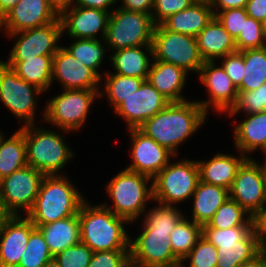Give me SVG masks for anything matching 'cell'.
I'll return each mask as SVG.
<instances>
[{"mask_svg": "<svg viewBox=\"0 0 266 267\" xmlns=\"http://www.w3.org/2000/svg\"><path fill=\"white\" fill-rule=\"evenodd\" d=\"M207 115L197 100L170 102L138 129L178 156V146L201 128Z\"/></svg>", "mask_w": 266, "mask_h": 267, "instance_id": "6da1fadb", "label": "cell"}, {"mask_svg": "<svg viewBox=\"0 0 266 267\" xmlns=\"http://www.w3.org/2000/svg\"><path fill=\"white\" fill-rule=\"evenodd\" d=\"M85 200L78 216L81 243L93 252L107 250H129L130 236L124 224L129 222L101 205H91Z\"/></svg>", "mask_w": 266, "mask_h": 267, "instance_id": "7a4b0ae2", "label": "cell"}, {"mask_svg": "<svg viewBox=\"0 0 266 267\" xmlns=\"http://www.w3.org/2000/svg\"><path fill=\"white\" fill-rule=\"evenodd\" d=\"M66 175H45L35 203L26 217L35 225H45L79 213L85 198Z\"/></svg>", "mask_w": 266, "mask_h": 267, "instance_id": "3957f363", "label": "cell"}, {"mask_svg": "<svg viewBox=\"0 0 266 267\" xmlns=\"http://www.w3.org/2000/svg\"><path fill=\"white\" fill-rule=\"evenodd\" d=\"M35 125L20 128L26 143L27 164L43 175H59L58 172L75 154L62 134Z\"/></svg>", "mask_w": 266, "mask_h": 267, "instance_id": "277c9868", "label": "cell"}, {"mask_svg": "<svg viewBox=\"0 0 266 267\" xmlns=\"http://www.w3.org/2000/svg\"><path fill=\"white\" fill-rule=\"evenodd\" d=\"M106 191L114 207L111 208L107 203L102 205L129 223L139 219L140 214L143 215L147 208V200L153 201L152 178L126 168L107 183Z\"/></svg>", "mask_w": 266, "mask_h": 267, "instance_id": "5b68a950", "label": "cell"}, {"mask_svg": "<svg viewBox=\"0 0 266 267\" xmlns=\"http://www.w3.org/2000/svg\"><path fill=\"white\" fill-rule=\"evenodd\" d=\"M103 94L101 89H64L61 94L48 100L43 110V120L66 133L79 130L87 121L94 100L103 97Z\"/></svg>", "mask_w": 266, "mask_h": 267, "instance_id": "8992f818", "label": "cell"}, {"mask_svg": "<svg viewBox=\"0 0 266 267\" xmlns=\"http://www.w3.org/2000/svg\"><path fill=\"white\" fill-rule=\"evenodd\" d=\"M152 180L153 201L166 205L185 202L200 181L198 162L189 159L169 162Z\"/></svg>", "mask_w": 266, "mask_h": 267, "instance_id": "52a82bcc", "label": "cell"}, {"mask_svg": "<svg viewBox=\"0 0 266 267\" xmlns=\"http://www.w3.org/2000/svg\"><path fill=\"white\" fill-rule=\"evenodd\" d=\"M154 27L151 14L117 7L110 13L104 41L114 51L152 45Z\"/></svg>", "mask_w": 266, "mask_h": 267, "instance_id": "ba28073f", "label": "cell"}, {"mask_svg": "<svg viewBox=\"0 0 266 267\" xmlns=\"http://www.w3.org/2000/svg\"><path fill=\"white\" fill-rule=\"evenodd\" d=\"M153 59L174 64L186 72L199 73L203 66L196 37L167 30L162 24L156 25L152 38Z\"/></svg>", "mask_w": 266, "mask_h": 267, "instance_id": "9c48e42d", "label": "cell"}, {"mask_svg": "<svg viewBox=\"0 0 266 267\" xmlns=\"http://www.w3.org/2000/svg\"><path fill=\"white\" fill-rule=\"evenodd\" d=\"M260 164L253 158H247L229 189V197L256 220L266 217L265 167Z\"/></svg>", "mask_w": 266, "mask_h": 267, "instance_id": "30bf717a", "label": "cell"}, {"mask_svg": "<svg viewBox=\"0 0 266 267\" xmlns=\"http://www.w3.org/2000/svg\"><path fill=\"white\" fill-rule=\"evenodd\" d=\"M41 93L42 90L23 80L0 60V101L16 118L25 122L23 126L34 124L37 95Z\"/></svg>", "mask_w": 266, "mask_h": 267, "instance_id": "8fae6325", "label": "cell"}, {"mask_svg": "<svg viewBox=\"0 0 266 267\" xmlns=\"http://www.w3.org/2000/svg\"><path fill=\"white\" fill-rule=\"evenodd\" d=\"M45 175L27 165L0 180V200L13 215L32 209ZM21 210V211H20Z\"/></svg>", "mask_w": 266, "mask_h": 267, "instance_id": "7c38bea8", "label": "cell"}, {"mask_svg": "<svg viewBox=\"0 0 266 267\" xmlns=\"http://www.w3.org/2000/svg\"><path fill=\"white\" fill-rule=\"evenodd\" d=\"M143 231L135 240L130 236V261L138 267H180L181 261L174 255L170 231Z\"/></svg>", "mask_w": 266, "mask_h": 267, "instance_id": "4fadbf2b", "label": "cell"}, {"mask_svg": "<svg viewBox=\"0 0 266 267\" xmlns=\"http://www.w3.org/2000/svg\"><path fill=\"white\" fill-rule=\"evenodd\" d=\"M6 34L17 39L7 61H26L39 55H54L61 47L57 42L63 31L58 17L41 27Z\"/></svg>", "mask_w": 266, "mask_h": 267, "instance_id": "5bb4252c", "label": "cell"}, {"mask_svg": "<svg viewBox=\"0 0 266 267\" xmlns=\"http://www.w3.org/2000/svg\"><path fill=\"white\" fill-rule=\"evenodd\" d=\"M169 103L166 97L145 80L140 88L126 97L114 112L123 118L128 129H132L140 127Z\"/></svg>", "mask_w": 266, "mask_h": 267, "instance_id": "9a60e30c", "label": "cell"}, {"mask_svg": "<svg viewBox=\"0 0 266 267\" xmlns=\"http://www.w3.org/2000/svg\"><path fill=\"white\" fill-rule=\"evenodd\" d=\"M216 61H205L199 71V80L207 87L209 100L197 101L204 111H209V106L216 112L228 113L237 100L238 89L225 72L222 65L217 66Z\"/></svg>", "mask_w": 266, "mask_h": 267, "instance_id": "2e32d148", "label": "cell"}, {"mask_svg": "<svg viewBox=\"0 0 266 267\" xmlns=\"http://www.w3.org/2000/svg\"><path fill=\"white\" fill-rule=\"evenodd\" d=\"M128 130L132 141L130 144L132 163L126 169L153 179L170 162L171 157H176L138 128Z\"/></svg>", "mask_w": 266, "mask_h": 267, "instance_id": "e0dca14e", "label": "cell"}, {"mask_svg": "<svg viewBox=\"0 0 266 267\" xmlns=\"http://www.w3.org/2000/svg\"><path fill=\"white\" fill-rule=\"evenodd\" d=\"M71 6L59 12L63 33L67 31L71 39H98L97 33L101 32V38L104 39L111 12Z\"/></svg>", "mask_w": 266, "mask_h": 267, "instance_id": "ac0fdd59", "label": "cell"}, {"mask_svg": "<svg viewBox=\"0 0 266 267\" xmlns=\"http://www.w3.org/2000/svg\"><path fill=\"white\" fill-rule=\"evenodd\" d=\"M62 84L63 89L99 90L101 78L89 67L82 64L61 46L53 55L52 84L54 80Z\"/></svg>", "mask_w": 266, "mask_h": 267, "instance_id": "d6986e66", "label": "cell"}, {"mask_svg": "<svg viewBox=\"0 0 266 267\" xmlns=\"http://www.w3.org/2000/svg\"><path fill=\"white\" fill-rule=\"evenodd\" d=\"M58 17L49 0H20L2 19V27L7 33H15L44 26Z\"/></svg>", "mask_w": 266, "mask_h": 267, "instance_id": "ffe728a7", "label": "cell"}, {"mask_svg": "<svg viewBox=\"0 0 266 267\" xmlns=\"http://www.w3.org/2000/svg\"><path fill=\"white\" fill-rule=\"evenodd\" d=\"M36 226L22 215H14L0 233V267H18L30 232Z\"/></svg>", "mask_w": 266, "mask_h": 267, "instance_id": "44dd1931", "label": "cell"}, {"mask_svg": "<svg viewBox=\"0 0 266 267\" xmlns=\"http://www.w3.org/2000/svg\"><path fill=\"white\" fill-rule=\"evenodd\" d=\"M188 72L179 66L152 60L147 81L170 102L187 101L182 95Z\"/></svg>", "mask_w": 266, "mask_h": 267, "instance_id": "7402d4cb", "label": "cell"}, {"mask_svg": "<svg viewBox=\"0 0 266 267\" xmlns=\"http://www.w3.org/2000/svg\"><path fill=\"white\" fill-rule=\"evenodd\" d=\"M198 51L205 61H215L237 52L235 39L214 16L208 25L196 36Z\"/></svg>", "mask_w": 266, "mask_h": 267, "instance_id": "603a6c76", "label": "cell"}, {"mask_svg": "<svg viewBox=\"0 0 266 267\" xmlns=\"http://www.w3.org/2000/svg\"><path fill=\"white\" fill-rule=\"evenodd\" d=\"M240 157L217 153L209 161L197 160L202 182L230 189L242 163L248 158L243 153Z\"/></svg>", "mask_w": 266, "mask_h": 267, "instance_id": "cb8c5ba5", "label": "cell"}, {"mask_svg": "<svg viewBox=\"0 0 266 267\" xmlns=\"http://www.w3.org/2000/svg\"><path fill=\"white\" fill-rule=\"evenodd\" d=\"M212 5L201 1L171 15L162 25L172 32L196 37L214 17Z\"/></svg>", "mask_w": 266, "mask_h": 267, "instance_id": "d4e9b609", "label": "cell"}, {"mask_svg": "<svg viewBox=\"0 0 266 267\" xmlns=\"http://www.w3.org/2000/svg\"><path fill=\"white\" fill-rule=\"evenodd\" d=\"M110 60L115 74L146 80L153 60V48L152 45H143L119 49L114 51Z\"/></svg>", "mask_w": 266, "mask_h": 267, "instance_id": "484cf974", "label": "cell"}, {"mask_svg": "<svg viewBox=\"0 0 266 267\" xmlns=\"http://www.w3.org/2000/svg\"><path fill=\"white\" fill-rule=\"evenodd\" d=\"M36 227L41 231L53 256L81 242L78 214Z\"/></svg>", "mask_w": 266, "mask_h": 267, "instance_id": "4316f807", "label": "cell"}, {"mask_svg": "<svg viewBox=\"0 0 266 267\" xmlns=\"http://www.w3.org/2000/svg\"><path fill=\"white\" fill-rule=\"evenodd\" d=\"M247 118L234 126V144L239 152L251 154L264 145L266 141V111L245 114Z\"/></svg>", "mask_w": 266, "mask_h": 267, "instance_id": "83f0119b", "label": "cell"}, {"mask_svg": "<svg viewBox=\"0 0 266 267\" xmlns=\"http://www.w3.org/2000/svg\"><path fill=\"white\" fill-rule=\"evenodd\" d=\"M192 198L194 200L192 220L203 226L213 218L217 209L229 198V190L200 180Z\"/></svg>", "mask_w": 266, "mask_h": 267, "instance_id": "f1b7e54d", "label": "cell"}, {"mask_svg": "<svg viewBox=\"0 0 266 267\" xmlns=\"http://www.w3.org/2000/svg\"><path fill=\"white\" fill-rule=\"evenodd\" d=\"M26 82L45 92L52 85L53 55H39L26 61H4Z\"/></svg>", "mask_w": 266, "mask_h": 267, "instance_id": "f546056e", "label": "cell"}, {"mask_svg": "<svg viewBox=\"0 0 266 267\" xmlns=\"http://www.w3.org/2000/svg\"><path fill=\"white\" fill-rule=\"evenodd\" d=\"M217 248L216 267H237L259 254V236L256 226L240 241L213 244Z\"/></svg>", "mask_w": 266, "mask_h": 267, "instance_id": "4dcf8cb0", "label": "cell"}, {"mask_svg": "<svg viewBox=\"0 0 266 267\" xmlns=\"http://www.w3.org/2000/svg\"><path fill=\"white\" fill-rule=\"evenodd\" d=\"M24 133L18 129L10 138H0V180L27 166Z\"/></svg>", "mask_w": 266, "mask_h": 267, "instance_id": "1f68e13d", "label": "cell"}, {"mask_svg": "<svg viewBox=\"0 0 266 267\" xmlns=\"http://www.w3.org/2000/svg\"><path fill=\"white\" fill-rule=\"evenodd\" d=\"M244 57L243 80L238 91L258 89L266 82V46L240 51Z\"/></svg>", "mask_w": 266, "mask_h": 267, "instance_id": "d6a6232c", "label": "cell"}, {"mask_svg": "<svg viewBox=\"0 0 266 267\" xmlns=\"http://www.w3.org/2000/svg\"><path fill=\"white\" fill-rule=\"evenodd\" d=\"M256 223L255 218L229 197L202 228L228 229L235 226H256Z\"/></svg>", "mask_w": 266, "mask_h": 267, "instance_id": "836d02e7", "label": "cell"}, {"mask_svg": "<svg viewBox=\"0 0 266 267\" xmlns=\"http://www.w3.org/2000/svg\"><path fill=\"white\" fill-rule=\"evenodd\" d=\"M183 217L170 233L174 255L182 262L202 236V225Z\"/></svg>", "mask_w": 266, "mask_h": 267, "instance_id": "e575fe53", "label": "cell"}, {"mask_svg": "<svg viewBox=\"0 0 266 267\" xmlns=\"http://www.w3.org/2000/svg\"><path fill=\"white\" fill-rule=\"evenodd\" d=\"M104 42V39H74V41L65 48L74 58L91 68L102 79L103 74L99 72L98 68H100L104 61V55L107 51L105 50Z\"/></svg>", "mask_w": 266, "mask_h": 267, "instance_id": "d590c367", "label": "cell"}, {"mask_svg": "<svg viewBox=\"0 0 266 267\" xmlns=\"http://www.w3.org/2000/svg\"><path fill=\"white\" fill-rule=\"evenodd\" d=\"M104 93L115 110L126 97L136 92L145 81L143 78H135L106 72Z\"/></svg>", "mask_w": 266, "mask_h": 267, "instance_id": "8d00e7d4", "label": "cell"}, {"mask_svg": "<svg viewBox=\"0 0 266 267\" xmlns=\"http://www.w3.org/2000/svg\"><path fill=\"white\" fill-rule=\"evenodd\" d=\"M148 209L144 213V220L142 221V230H155V231H170L172 232L179 221L184 217L180 209L175 205H166L159 203L158 207H153L152 210Z\"/></svg>", "mask_w": 266, "mask_h": 267, "instance_id": "74e56055", "label": "cell"}, {"mask_svg": "<svg viewBox=\"0 0 266 267\" xmlns=\"http://www.w3.org/2000/svg\"><path fill=\"white\" fill-rule=\"evenodd\" d=\"M53 258L41 231L35 227L30 232L27 247L18 267H42Z\"/></svg>", "mask_w": 266, "mask_h": 267, "instance_id": "f35d334b", "label": "cell"}, {"mask_svg": "<svg viewBox=\"0 0 266 267\" xmlns=\"http://www.w3.org/2000/svg\"><path fill=\"white\" fill-rule=\"evenodd\" d=\"M241 111L246 114L266 111V82L256 90L238 91L236 103L228 115L233 117Z\"/></svg>", "mask_w": 266, "mask_h": 267, "instance_id": "ab89813d", "label": "cell"}, {"mask_svg": "<svg viewBox=\"0 0 266 267\" xmlns=\"http://www.w3.org/2000/svg\"><path fill=\"white\" fill-rule=\"evenodd\" d=\"M235 45L237 52L266 46L262 22L248 16L244 21L243 31L235 39Z\"/></svg>", "mask_w": 266, "mask_h": 267, "instance_id": "60d3db41", "label": "cell"}, {"mask_svg": "<svg viewBox=\"0 0 266 267\" xmlns=\"http://www.w3.org/2000/svg\"><path fill=\"white\" fill-rule=\"evenodd\" d=\"M217 248L203 236L197 241L191 252L183 259L189 260V267H216L217 265Z\"/></svg>", "mask_w": 266, "mask_h": 267, "instance_id": "b9f144b4", "label": "cell"}, {"mask_svg": "<svg viewBox=\"0 0 266 267\" xmlns=\"http://www.w3.org/2000/svg\"><path fill=\"white\" fill-rule=\"evenodd\" d=\"M92 256L93 251L80 242L59 252L54 259L60 267H87Z\"/></svg>", "mask_w": 266, "mask_h": 267, "instance_id": "7bdbcfd3", "label": "cell"}, {"mask_svg": "<svg viewBox=\"0 0 266 267\" xmlns=\"http://www.w3.org/2000/svg\"><path fill=\"white\" fill-rule=\"evenodd\" d=\"M255 226H235L228 229L202 228V236L212 244L236 243L242 240Z\"/></svg>", "mask_w": 266, "mask_h": 267, "instance_id": "ee69618b", "label": "cell"}, {"mask_svg": "<svg viewBox=\"0 0 266 267\" xmlns=\"http://www.w3.org/2000/svg\"><path fill=\"white\" fill-rule=\"evenodd\" d=\"M194 2L196 0H155L151 13L154 25L162 24L171 15L189 8Z\"/></svg>", "mask_w": 266, "mask_h": 267, "instance_id": "f6af8a7d", "label": "cell"}, {"mask_svg": "<svg viewBox=\"0 0 266 267\" xmlns=\"http://www.w3.org/2000/svg\"><path fill=\"white\" fill-rule=\"evenodd\" d=\"M217 20L225 28V30L236 39L240 31H243L244 21L248 14L245 8H234L219 11L215 14Z\"/></svg>", "mask_w": 266, "mask_h": 267, "instance_id": "bcb514c9", "label": "cell"}, {"mask_svg": "<svg viewBox=\"0 0 266 267\" xmlns=\"http://www.w3.org/2000/svg\"><path fill=\"white\" fill-rule=\"evenodd\" d=\"M129 261V250L96 251L87 267H124Z\"/></svg>", "mask_w": 266, "mask_h": 267, "instance_id": "7dc6e473", "label": "cell"}, {"mask_svg": "<svg viewBox=\"0 0 266 267\" xmlns=\"http://www.w3.org/2000/svg\"><path fill=\"white\" fill-rule=\"evenodd\" d=\"M221 65L238 89L243 80L244 57L240 52L226 55L222 58Z\"/></svg>", "mask_w": 266, "mask_h": 267, "instance_id": "c3c4849f", "label": "cell"}, {"mask_svg": "<svg viewBox=\"0 0 266 267\" xmlns=\"http://www.w3.org/2000/svg\"><path fill=\"white\" fill-rule=\"evenodd\" d=\"M122 9L151 14L155 0H122Z\"/></svg>", "mask_w": 266, "mask_h": 267, "instance_id": "681fc988", "label": "cell"}, {"mask_svg": "<svg viewBox=\"0 0 266 267\" xmlns=\"http://www.w3.org/2000/svg\"><path fill=\"white\" fill-rule=\"evenodd\" d=\"M245 9L255 20L263 22L266 19V0H248Z\"/></svg>", "mask_w": 266, "mask_h": 267, "instance_id": "f907efd6", "label": "cell"}, {"mask_svg": "<svg viewBox=\"0 0 266 267\" xmlns=\"http://www.w3.org/2000/svg\"><path fill=\"white\" fill-rule=\"evenodd\" d=\"M119 0H74L73 5L83 8H95L103 11L112 12L110 9Z\"/></svg>", "mask_w": 266, "mask_h": 267, "instance_id": "816d5d0a", "label": "cell"}, {"mask_svg": "<svg viewBox=\"0 0 266 267\" xmlns=\"http://www.w3.org/2000/svg\"><path fill=\"white\" fill-rule=\"evenodd\" d=\"M248 0H217L212 6L214 15L223 10L234 9V8H245Z\"/></svg>", "mask_w": 266, "mask_h": 267, "instance_id": "f5cc1de1", "label": "cell"}, {"mask_svg": "<svg viewBox=\"0 0 266 267\" xmlns=\"http://www.w3.org/2000/svg\"><path fill=\"white\" fill-rule=\"evenodd\" d=\"M256 229L259 236V254L263 257L266 266V221L257 220Z\"/></svg>", "mask_w": 266, "mask_h": 267, "instance_id": "db71d44e", "label": "cell"}, {"mask_svg": "<svg viewBox=\"0 0 266 267\" xmlns=\"http://www.w3.org/2000/svg\"><path fill=\"white\" fill-rule=\"evenodd\" d=\"M14 215L7 209L5 204L0 200V233L4 229L6 223L13 217Z\"/></svg>", "mask_w": 266, "mask_h": 267, "instance_id": "11a10c76", "label": "cell"}, {"mask_svg": "<svg viewBox=\"0 0 266 267\" xmlns=\"http://www.w3.org/2000/svg\"><path fill=\"white\" fill-rule=\"evenodd\" d=\"M19 1L20 0H0V17L3 19Z\"/></svg>", "mask_w": 266, "mask_h": 267, "instance_id": "9f6ffc18", "label": "cell"}, {"mask_svg": "<svg viewBox=\"0 0 266 267\" xmlns=\"http://www.w3.org/2000/svg\"><path fill=\"white\" fill-rule=\"evenodd\" d=\"M237 267H266L263 257L258 254L253 259L239 264Z\"/></svg>", "mask_w": 266, "mask_h": 267, "instance_id": "6f0895ef", "label": "cell"}, {"mask_svg": "<svg viewBox=\"0 0 266 267\" xmlns=\"http://www.w3.org/2000/svg\"><path fill=\"white\" fill-rule=\"evenodd\" d=\"M49 2L60 12L65 7L71 6L74 0H49Z\"/></svg>", "mask_w": 266, "mask_h": 267, "instance_id": "680465c9", "label": "cell"}, {"mask_svg": "<svg viewBox=\"0 0 266 267\" xmlns=\"http://www.w3.org/2000/svg\"><path fill=\"white\" fill-rule=\"evenodd\" d=\"M42 267H60L56 260L53 258Z\"/></svg>", "mask_w": 266, "mask_h": 267, "instance_id": "91938a15", "label": "cell"}, {"mask_svg": "<svg viewBox=\"0 0 266 267\" xmlns=\"http://www.w3.org/2000/svg\"><path fill=\"white\" fill-rule=\"evenodd\" d=\"M261 151L263 150V154L266 157V141L264 143V145L261 147L260 149ZM266 159V158H265ZM264 167H266V160H264V164H262Z\"/></svg>", "mask_w": 266, "mask_h": 267, "instance_id": "94428289", "label": "cell"}, {"mask_svg": "<svg viewBox=\"0 0 266 267\" xmlns=\"http://www.w3.org/2000/svg\"><path fill=\"white\" fill-rule=\"evenodd\" d=\"M199 1L212 5V6L217 2V0H199Z\"/></svg>", "mask_w": 266, "mask_h": 267, "instance_id": "6125c7cd", "label": "cell"}, {"mask_svg": "<svg viewBox=\"0 0 266 267\" xmlns=\"http://www.w3.org/2000/svg\"><path fill=\"white\" fill-rule=\"evenodd\" d=\"M262 25H263V34L266 40V19L262 22Z\"/></svg>", "mask_w": 266, "mask_h": 267, "instance_id": "be15d7a7", "label": "cell"}, {"mask_svg": "<svg viewBox=\"0 0 266 267\" xmlns=\"http://www.w3.org/2000/svg\"><path fill=\"white\" fill-rule=\"evenodd\" d=\"M124 267H134V265L129 261Z\"/></svg>", "mask_w": 266, "mask_h": 267, "instance_id": "e7e4bbea", "label": "cell"}, {"mask_svg": "<svg viewBox=\"0 0 266 267\" xmlns=\"http://www.w3.org/2000/svg\"><path fill=\"white\" fill-rule=\"evenodd\" d=\"M265 196H266V167H265Z\"/></svg>", "mask_w": 266, "mask_h": 267, "instance_id": "03108f58", "label": "cell"}, {"mask_svg": "<svg viewBox=\"0 0 266 267\" xmlns=\"http://www.w3.org/2000/svg\"><path fill=\"white\" fill-rule=\"evenodd\" d=\"M0 28H2V18L0 17Z\"/></svg>", "mask_w": 266, "mask_h": 267, "instance_id": "003e7915", "label": "cell"}, {"mask_svg": "<svg viewBox=\"0 0 266 267\" xmlns=\"http://www.w3.org/2000/svg\"><path fill=\"white\" fill-rule=\"evenodd\" d=\"M3 134H4V133H2V132L0 131V138L3 136Z\"/></svg>", "mask_w": 266, "mask_h": 267, "instance_id": "a7ac6f4b", "label": "cell"}]
</instances>
